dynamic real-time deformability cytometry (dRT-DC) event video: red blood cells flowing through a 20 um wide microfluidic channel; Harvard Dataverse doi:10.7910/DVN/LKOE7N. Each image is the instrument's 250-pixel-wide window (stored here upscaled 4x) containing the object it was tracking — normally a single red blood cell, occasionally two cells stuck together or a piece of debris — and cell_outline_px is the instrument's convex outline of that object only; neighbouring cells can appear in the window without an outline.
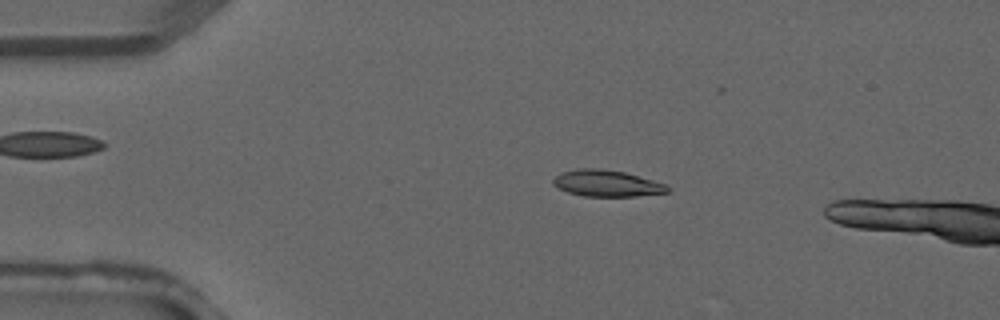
{"species": "common noctule bat (a hibernating species)", "species_latin": "Nyctalus noctula", "temperature_condition": "warm", "stored_images_in_passage": 2, "camera_frame_rate_fps": 3000, "um_per_image_px": 0.085, "animal": {"sex": "male", "forearm_length_mm": 52.5}, "frame": {"image": 1, "passage_image": 1, "time_ms": 0.0, "image_size_px": [1000, 320], "cell_outline_px": [[668, 192], [636, 196], [584, 196], [568, 192], [552, 184], [552, 180], [560, 172], [580, 168], [600, 168], [624, 172], [652, 180], [664, 184], [668, 188]], "centroid_in_image_um": [51.52, 15.57], "position_along_channel_um": 33.5, "area_um2": 17.4}}